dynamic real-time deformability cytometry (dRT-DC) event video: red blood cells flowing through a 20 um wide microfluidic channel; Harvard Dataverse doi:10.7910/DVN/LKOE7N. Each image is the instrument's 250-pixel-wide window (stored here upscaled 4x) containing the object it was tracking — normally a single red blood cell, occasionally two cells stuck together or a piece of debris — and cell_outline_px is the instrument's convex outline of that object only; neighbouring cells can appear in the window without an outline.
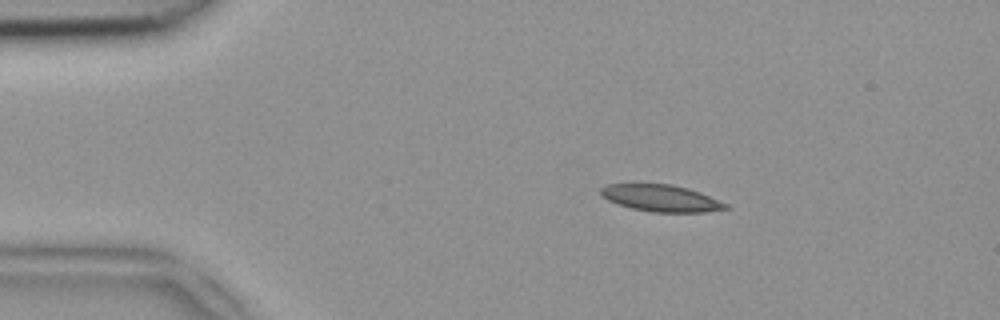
{"species": "common noctule bat (a hibernating species)", "species_latin": "Nyctalus noctula", "temperature_condition": "room temperature", "stored_images_in_passage": 49, "camera_frame_rate_fps": 3000, "um_per_image_px": 0.085, "animal": {"sex": "female", "body_mass_g": 18.4}, "frame": {"image": 1, "passage_image": 8, "time_ms": 2.333, "image_size_px": [1000, 320], "cell_outline_px": [[728, 208], [704, 212], [652, 212], [632, 208], [616, 204], [600, 196], [600, 188], [608, 184], [632, 180], [672, 184], [688, 188], [700, 192], [728, 204]], "centroid_in_image_um": [56.07, 16.78], "position_along_channel_um": 28.9, "area_um2": 20.4}}
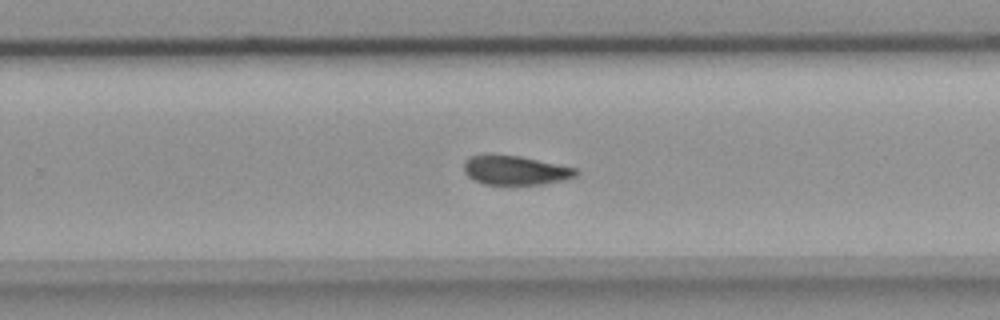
{"frame": {"image": 2, "passage_image": 31, "time_ms": 10.0, "image_size_px": [1000, 320], "cell_outline_px": [[580, 172], [576, 176], [564, 180], [540, 184], [484, 184], [468, 176], [464, 172], [464, 160], [468, 156], [484, 152], [488, 152], [520, 156], [576, 168]], "centroid_in_image_um": [43.74, 14.43], "position_along_channel_um": 286.1, "area_um2": 19.48}}
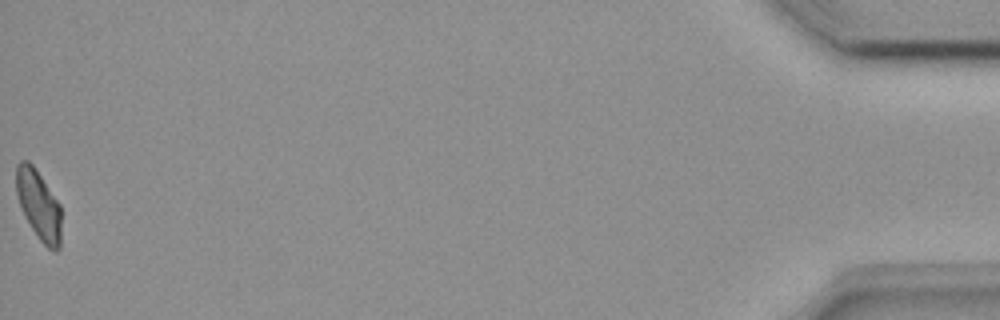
{"frame": {"image": 3, "passage_image": 49, "time_ms": 16.0, "image_size_px": [1000, 320], "cell_outline_px": [[60, 248], [56, 252], [48, 248], [40, 240], [24, 216], [16, 192], [16, 164], [20, 160], [28, 160], [32, 164], [60, 204]], "centroid_in_image_um": [3.28, 17.41], "position_along_channel_um": 431.9, "area_um2": 18.09}}